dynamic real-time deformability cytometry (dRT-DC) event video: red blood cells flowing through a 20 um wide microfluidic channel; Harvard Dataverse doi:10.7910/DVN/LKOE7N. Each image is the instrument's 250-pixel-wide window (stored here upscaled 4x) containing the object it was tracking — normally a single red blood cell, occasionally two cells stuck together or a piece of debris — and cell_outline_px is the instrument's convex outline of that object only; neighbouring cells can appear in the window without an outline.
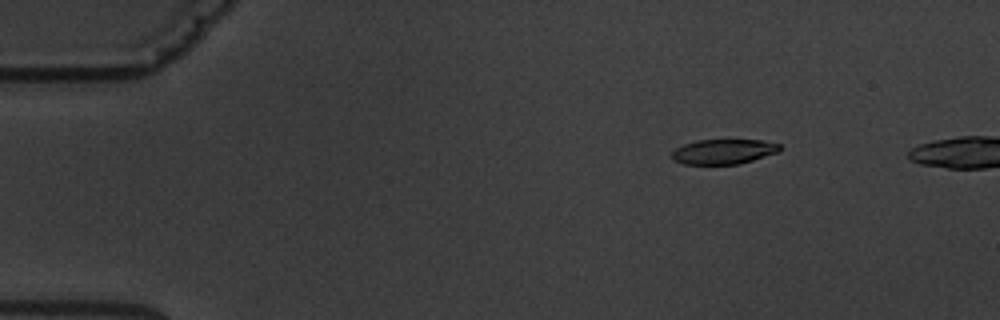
{"species": "common noctule bat (a hibernating species)", "species_latin": "Nyctalus noctula", "temperature_condition": "warm", "stored_images_in_passage": 8, "camera_frame_rate_fps": 3000, "um_per_image_px": 0.085, "animal": {"sex": "male", "body_mass_g": 19.5, "forearm_length_mm": 54.6}, "frame": {"image": 1, "passage_image": 3, "time_ms": 2.333, "image_size_px": [1000, 320], "cell_outline_px": [[780, 152], [740, 164], [684, 164], [672, 160], [672, 152], [676, 148], [684, 144], [696, 140], [760, 140], [780, 144]], "centroid_in_image_um": [61.51, 12.89], "position_along_channel_um": 23.5, "area_um2": 15.72}}
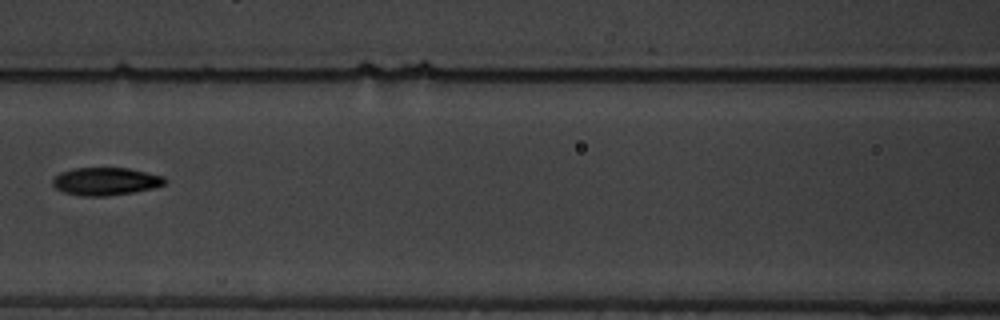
{"frame": {"image": 2, "passage_image": 8, "time_ms": 8.333, "image_size_px": [1000, 320], "cell_outline_px": [[168, 180], [164, 184], [152, 188], [132, 192], [104, 196], [84, 196], [64, 192], [56, 188], [52, 184], [52, 180], [60, 172], [72, 168], [128, 168], [164, 176]], "centroid_in_image_um": [8.97, 15.4], "position_along_channel_um": 157.6, "area_um2": 18.03}}